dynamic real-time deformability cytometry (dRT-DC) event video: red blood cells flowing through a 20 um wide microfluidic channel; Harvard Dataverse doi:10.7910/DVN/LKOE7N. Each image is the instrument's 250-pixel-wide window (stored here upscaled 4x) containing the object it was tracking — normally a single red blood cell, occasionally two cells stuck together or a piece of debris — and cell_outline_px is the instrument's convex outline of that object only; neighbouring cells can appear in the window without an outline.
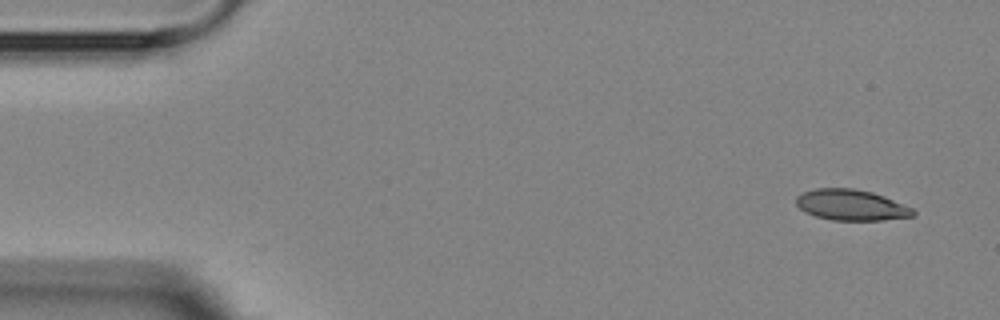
{"species": "Egyptian fruit bat (a non-hibernating species)", "species_latin": "Rousettus aegyptiacus", "temperature_condition": "room temperature", "stored_images_in_passage": 4, "camera_frame_rate_fps": 3000, "um_per_image_px": 0.085, "animal": {"sex": "female"}, "frame": {"image": 1, "passage_image": 1, "time_ms": 0.0, "image_size_px": [1000, 320], "cell_outline_px": [[916, 216], [884, 220], [832, 220], [816, 216], [804, 212], [796, 204], [796, 196], [804, 192], [816, 188], [852, 188], [872, 192], [884, 196], [912, 208], [916, 212]], "centroid_in_image_um": [72.36, 17.43], "position_along_channel_um": 12.6, "area_um2": 21.04}}
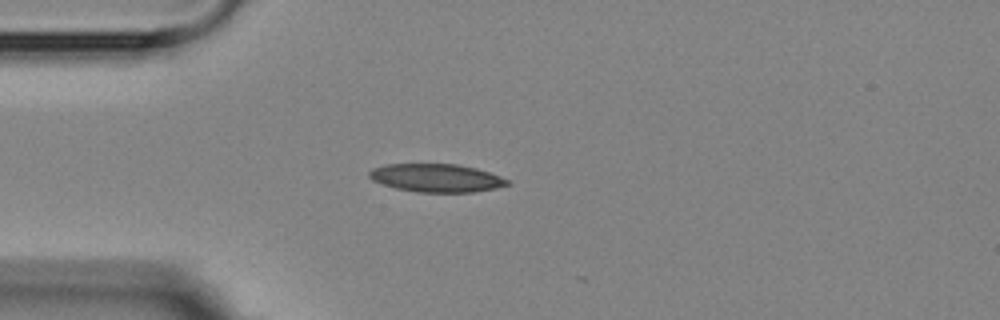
{"frame": {"image": 2, "passage_image": 4, "time_ms": 3.667, "image_size_px": [1000, 320], "cell_outline_px": [[512, 184], [496, 188], [472, 192], [416, 192], [396, 188], [372, 180], [368, 176], [368, 172], [372, 168], [384, 164], [456, 164], [476, 168], [512, 180]], "centroid_in_image_um": [37.11, 15.12], "position_along_channel_um": 47.9, "area_um2": 22.77}}